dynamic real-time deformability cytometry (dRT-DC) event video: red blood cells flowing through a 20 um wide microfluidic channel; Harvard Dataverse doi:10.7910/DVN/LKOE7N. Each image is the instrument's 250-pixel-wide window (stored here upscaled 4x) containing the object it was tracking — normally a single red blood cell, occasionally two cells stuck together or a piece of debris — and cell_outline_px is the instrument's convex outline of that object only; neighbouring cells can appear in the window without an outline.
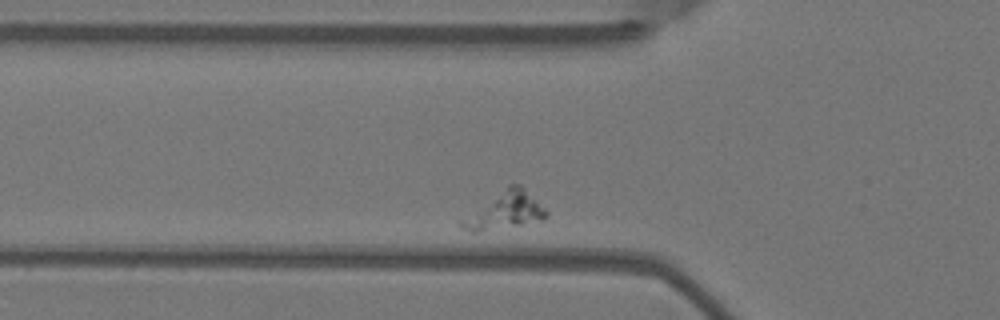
{"species": "Egyptian fruit bat (a non-hibernating species)", "species_latin": "Rousettus aegyptiacus", "temperature_condition": "warm", "stored_images_in_passage": 2, "camera_frame_rate_fps": 3000, "um_per_image_px": 0.085, "animal": {"sex": "female"}, "frame": {"image": 1, "passage_image": 2, "time_ms": 0.333, "image_size_px": [1000, 320], "cell_outline_px": [[548, 216], [544, 220], [476, 232], [472, 232], [464, 228], [460, 224], [460, 220], [508, 184], [520, 184], [548, 212]], "centroid_in_image_um": [42.94, 17.89], "position_along_channel_um": 82.9, "area_um2": 17.8}}